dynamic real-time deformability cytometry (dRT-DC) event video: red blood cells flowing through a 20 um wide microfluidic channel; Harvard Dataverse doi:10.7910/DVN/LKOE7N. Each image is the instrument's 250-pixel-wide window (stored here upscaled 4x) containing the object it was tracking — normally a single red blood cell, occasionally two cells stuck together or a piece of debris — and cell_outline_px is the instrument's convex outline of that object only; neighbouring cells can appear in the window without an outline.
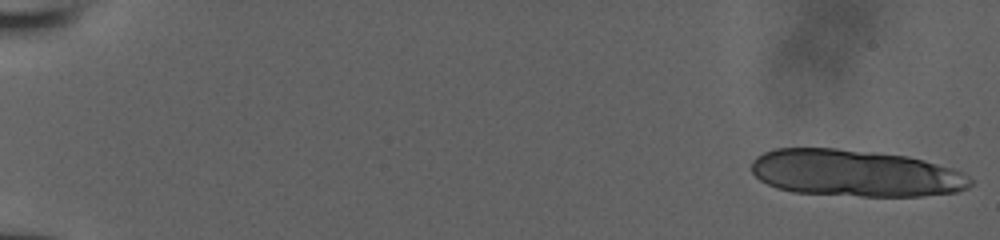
{"species": "human", "species_latin": "Homo sapiens", "temperature_condition": "room temperature", "stored_images_in_passage": 12, "camera_frame_rate_fps": 3000, "um_per_image_px": 0.085, "donor": {"sex": "male"}, "frame": {"image": 1, "passage_image": 1, "time_ms": 0.0, "image_size_px": [1000, 240], "cell_outline_px": [[972, 184], [968, 188], [956, 192], [924, 196], [860, 196], [792, 192], [776, 188], [760, 180], [752, 172], [752, 160], [756, 156], [764, 152], [776, 148], [836, 148], [908, 156], [924, 160], [952, 168], [964, 172], [972, 180]], "centroid_in_image_um": [72.71, 14.72], "position_along_channel_um": 12.3, "area_um2": 60.0}}